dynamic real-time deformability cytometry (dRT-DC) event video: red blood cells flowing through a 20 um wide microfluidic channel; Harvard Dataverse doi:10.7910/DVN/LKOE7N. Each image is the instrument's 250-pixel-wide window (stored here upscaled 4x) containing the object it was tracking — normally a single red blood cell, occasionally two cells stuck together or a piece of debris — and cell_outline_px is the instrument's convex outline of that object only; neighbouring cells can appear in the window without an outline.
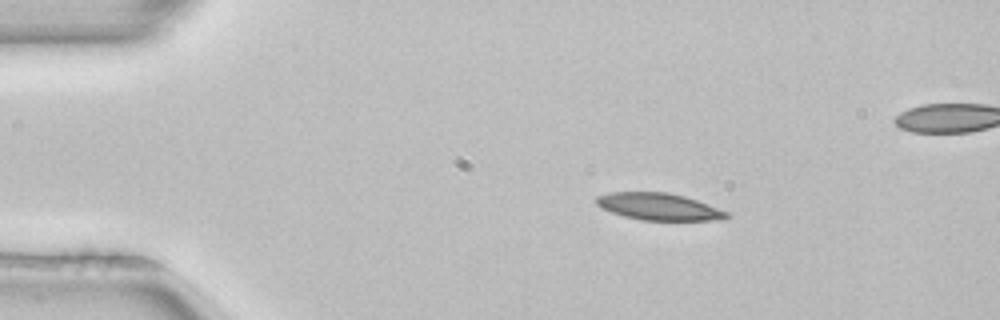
{"species": "common noctule bat (a hibernating species)", "species_latin": "Nyctalus noctula", "temperature_condition": "room temperature", "stored_images_in_passage": 3, "camera_frame_rate_fps": 3000, "um_per_image_px": 0.085, "animal": {"sex": "female", "body_mass_g": 22.7, "forearm_length_mm": 54.2}, "frame": {"image": 1, "passage_image": 1, "time_ms": 0.0, "image_size_px": [1000, 320], "cell_outline_px": [[732, 216], [724, 220], [640, 220], [624, 216], [612, 212], [596, 204], [596, 196], [608, 192], [668, 192], [684, 196], [708, 204], [728, 212]], "centroid_in_image_um": [56.03, 17.56], "position_along_channel_um": 29.0, "area_um2": 20.52}}